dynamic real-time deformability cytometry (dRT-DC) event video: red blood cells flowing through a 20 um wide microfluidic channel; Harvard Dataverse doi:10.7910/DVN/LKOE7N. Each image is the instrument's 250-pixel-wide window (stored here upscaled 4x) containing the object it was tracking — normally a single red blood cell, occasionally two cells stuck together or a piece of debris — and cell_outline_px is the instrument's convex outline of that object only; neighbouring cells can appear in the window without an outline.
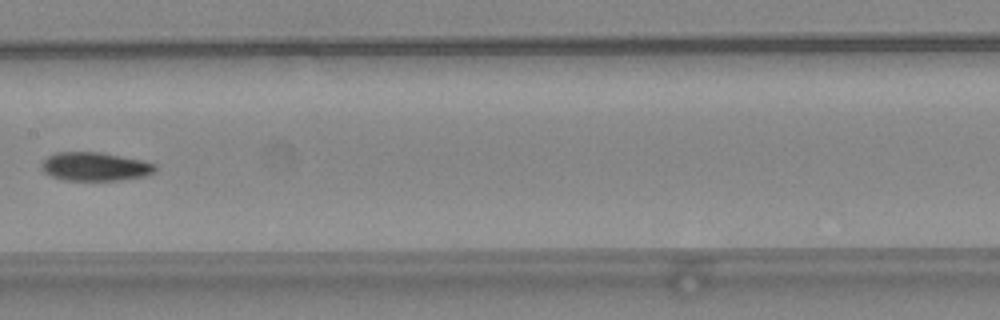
{"species": "common noctule bat (a hibernating species)", "species_latin": "Nyctalus noctula", "temperature_condition": "warm", "stored_images_in_passage": 5, "camera_frame_rate_fps": 3000, "um_per_image_px": 0.085, "animal": {"sex": "female", "body_mass_g": 24.6, "forearm_length_mm": 56.2}, "frame": {"image": 1, "passage_image": 5, "time_ms": 1.333, "image_size_px": [1000, 320], "cell_outline_px": [[156, 172], [144, 176], [116, 180], [64, 180], [52, 176], [44, 172], [40, 168], [40, 164], [48, 156], [56, 152], [100, 152], [144, 160], [156, 164]], "centroid_in_image_um": [8.08, 14.15], "position_along_channel_um": 199.3, "area_um2": 19.02}}